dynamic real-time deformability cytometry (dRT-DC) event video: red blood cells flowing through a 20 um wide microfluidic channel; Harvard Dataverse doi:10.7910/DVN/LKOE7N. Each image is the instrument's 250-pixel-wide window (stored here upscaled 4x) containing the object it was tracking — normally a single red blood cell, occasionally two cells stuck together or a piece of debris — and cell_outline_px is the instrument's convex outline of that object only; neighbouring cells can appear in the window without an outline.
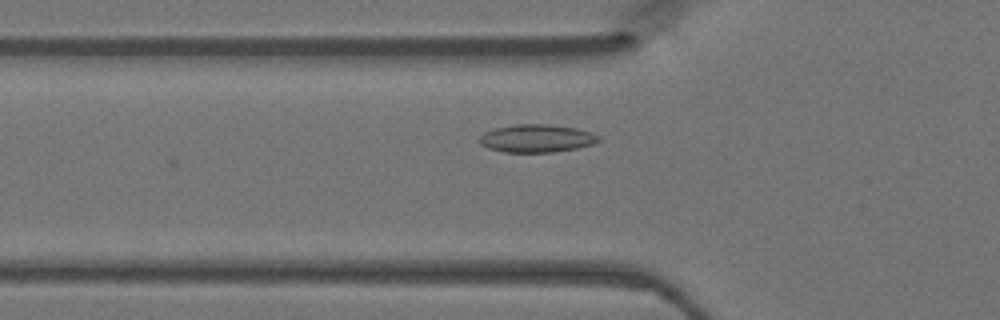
{"species": "Egyptian fruit bat (a non-hibernating species)", "species_latin": "Rousettus aegyptiacus", "temperature_condition": "warm", "stored_images_in_passage": 26, "camera_frame_rate_fps": 3000, "um_per_image_px": 0.085, "animal": {"sex": "female"}, "frame": {"image": 1, "passage_image": 3, "time_ms": 0.667, "image_size_px": [1000, 320], "cell_outline_px": [[604, 140], [592, 144], [576, 148], [552, 152], [504, 152], [488, 148], [480, 144], [476, 140], [484, 132], [496, 128], [516, 124], [548, 124], [576, 128], [592, 132], [600, 136]], "centroid_in_image_um": [45.62, 11.76], "position_along_channel_um": 80.2, "area_um2": 19.54}}
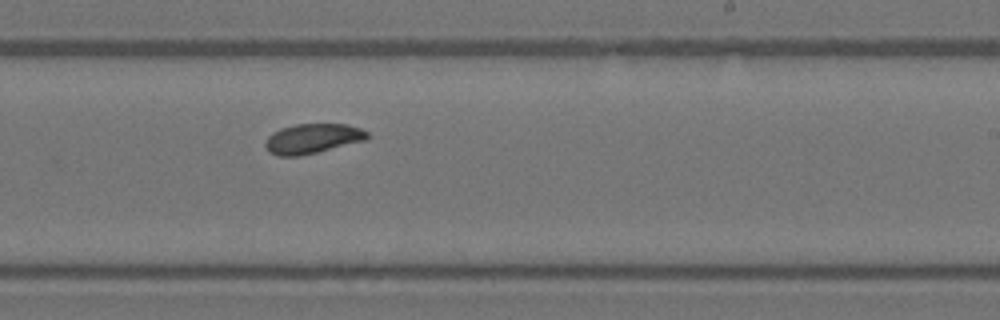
{"frame": {"image": 2, "passage_image": 16, "time_ms": 5.0, "image_size_px": [1000, 320], "cell_outline_px": [[368, 136], [364, 140], [316, 152], [296, 156], [280, 156], [268, 152], [264, 144], [264, 140], [272, 132], [280, 128], [296, 124], [348, 124], [360, 128], [368, 132]], "centroid_in_image_um": [26.5, 11.77], "position_along_channel_um": 262.5, "area_um2": 17.57}}
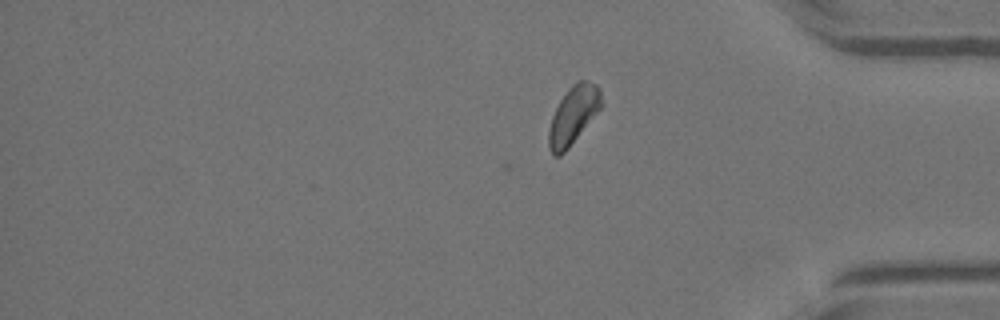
{"frame": {"image": 3, "passage_image": 26, "time_ms": 8.333, "image_size_px": [1000, 320], "cell_outline_px": [[600, 108], [568, 148], [560, 156], [552, 156], [548, 148], [548, 132], [552, 116], [560, 100], [568, 88], [576, 80], [588, 80], [596, 84], [600, 88]], "centroid_in_image_um": [48.69, 9.78], "position_along_channel_um": 386.5, "area_um2": 17.51}}